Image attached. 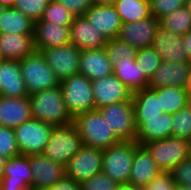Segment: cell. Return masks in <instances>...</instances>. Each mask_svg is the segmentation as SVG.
I'll return each mask as SVG.
<instances>
[{
    "instance_id": "8d00e7d4",
    "label": "cell",
    "mask_w": 191,
    "mask_h": 190,
    "mask_svg": "<svg viewBox=\"0 0 191 190\" xmlns=\"http://www.w3.org/2000/svg\"><path fill=\"white\" fill-rule=\"evenodd\" d=\"M49 2L50 0H16L13 8L35 22L41 19Z\"/></svg>"
},
{
    "instance_id": "3957f363",
    "label": "cell",
    "mask_w": 191,
    "mask_h": 190,
    "mask_svg": "<svg viewBox=\"0 0 191 190\" xmlns=\"http://www.w3.org/2000/svg\"><path fill=\"white\" fill-rule=\"evenodd\" d=\"M139 144L135 141H120L103 149L102 173L118 184L129 183L135 148Z\"/></svg>"
},
{
    "instance_id": "7dc6e473",
    "label": "cell",
    "mask_w": 191,
    "mask_h": 190,
    "mask_svg": "<svg viewBox=\"0 0 191 190\" xmlns=\"http://www.w3.org/2000/svg\"><path fill=\"white\" fill-rule=\"evenodd\" d=\"M16 0H0V4L4 8H13Z\"/></svg>"
},
{
    "instance_id": "d590c367",
    "label": "cell",
    "mask_w": 191,
    "mask_h": 190,
    "mask_svg": "<svg viewBox=\"0 0 191 190\" xmlns=\"http://www.w3.org/2000/svg\"><path fill=\"white\" fill-rule=\"evenodd\" d=\"M172 136L191 141V109L186 106L172 115Z\"/></svg>"
},
{
    "instance_id": "60d3db41",
    "label": "cell",
    "mask_w": 191,
    "mask_h": 190,
    "mask_svg": "<svg viewBox=\"0 0 191 190\" xmlns=\"http://www.w3.org/2000/svg\"><path fill=\"white\" fill-rule=\"evenodd\" d=\"M170 173L176 185L191 187V158L180 162Z\"/></svg>"
},
{
    "instance_id": "ffe728a7",
    "label": "cell",
    "mask_w": 191,
    "mask_h": 190,
    "mask_svg": "<svg viewBox=\"0 0 191 190\" xmlns=\"http://www.w3.org/2000/svg\"><path fill=\"white\" fill-rule=\"evenodd\" d=\"M107 40L84 15L74 17L70 25V43L79 50L105 48Z\"/></svg>"
},
{
    "instance_id": "603a6c76",
    "label": "cell",
    "mask_w": 191,
    "mask_h": 190,
    "mask_svg": "<svg viewBox=\"0 0 191 190\" xmlns=\"http://www.w3.org/2000/svg\"><path fill=\"white\" fill-rule=\"evenodd\" d=\"M32 118L31 104L27 97L0 96V125L15 128Z\"/></svg>"
},
{
    "instance_id": "816d5d0a",
    "label": "cell",
    "mask_w": 191,
    "mask_h": 190,
    "mask_svg": "<svg viewBox=\"0 0 191 190\" xmlns=\"http://www.w3.org/2000/svg\"><path fill=\"white\" fill-rule=\"evenodd\" d=\"M175 190H191L190 186L176 185Z\"/></svg>"
},
{
    "instance_id": "9f6ffc18",
    "label": "cell",
    "mask_w": 191,
    "mask_h": 190,
    "mask_svg": "<svg viewBox=\"0 0 191 190\" xmlns=\"http://www.w3.org/2000/svg\"><path fill=\"white\" fill-rule=\"evenodd\" d=\"M189 157L191 158V141H190V152H189Z\"/></svg>"
},
{
    "instance_id": "b9f144b4",
    "label": "cell",
    "mask_w": 191,
    "mask_h": 190,
    "mask_svg": "<svg viewBox=\"0 0 191 190\" xmlns=\"http://www.w3.org/2000/svg\"><path fill=\"white\" fill-rule=\"evenodd\" d=\"M176 183L170 172H160L143 190H175Z\"/></svg>"
},
{
    "instance_id": "c3c4849f",
    "label": "cell",
    "mask_w": 191,
    "mask_h": 190,
    "mask_svg": "<svg viewBox=\"0 0 191 190\" xmlns=\"http://www.w3.org/2000/svg\"><path fill=\"white\" fill-rule=\"evenodd\" d=\"M93 2L97 5H114L116 0H93Z\"/></svg>"
},
{
    "instance_id": "7c38bea8",
    "label": "cell",
    "mask_w": 191,
    "mask_h": 190,
    "mask_svg": "<svg viewBox=\"0 0 191 190\" xmlns=\"http://www.w3.org/2000/svg\"><path fill=\"white\" fill-rule=\"evenodd\" d=\"M32 181L28 156L20 154L6 159L0 190H32Z\"/></svg>"
},
{
    "instance_id": "74e56055",
    "label": "cell",
    "mask_w": 191,
    "mask_h": 190,
    "mask_svg": "<svg viewBox=\"0 0 191 190\" xmlns=\"http://www.w3.org/2000/svg\"><path fill=\"white\" fill-rule=\"evenodd\" d=\"M0 155L5 158L20 155L13 128L0 125Z\"/></svg>"
},
{
    "instance_id": "f5cc1de1",
    "label": "cell",
    "mask_w": 191,
    "mask_h": 190,
    "mask_svg": "<svg viewBox=\"0 0 191 190\" xmlns=\"http://www.w3.org/2000/svg\"><path fill=\"white\" fill-rule=\"evenodd\" d=\"M185 7L188 9L191 14V0H185Z\"/></svg>"
},
{
    "instance_id": "4316f807",
    "label": "cell",
    "mask_w": 191,
    "mask_h": 190,
    "mask_svg": "<svg viewBox=\"0 0 191 190\" xmlns=\"http://www.w3.org/2000/svg\"><path fill=\"white\" fill-rule=\"evenodd\" d=\"M172 114L163 113L160 119L143 122L136 131L135 141L139 145L172 136Z\"/></svg>"
},
{
    "instance_id": "ab89813d",
    "label": "cell",
    "mask_w": 191,
    "mask_h": 190,
    "mask_svg": "<svg viewBox=\"0 0 191 190\" xmlns=\"http://www.w3.org/2000/svg\"><path fill=\"white\" fill-rule=\"evenodd\" d=\"M118 183L102 172L80 183V190H116Z\"/></svg>"
},
{
    "instance_id": "e0dca14e",
    "label": "cell",
    "mask_w": 191,
    "mask_h": 190,
    "mask_svg": "<svg viewBox=\"0 0 191 190\" xmlns=\"http://www.w3.org/2000/svg\"><path fill=\"white\" fill-rule=\"evenodd\" d=\"M191 62L162 61L160 67L149 80L148 88L175 86L186 88Z\"/></svg>"
},
{
    "instance_id": "db71d44e",
    "label": "cell",
    "mask_w": 191,
    "mask_h": 190,
    "mask_svg": "<svg viewBox=\"0 0 191 190\" xmlns=\"http://www.w3.org/2000/svg\"><path fill=\"white\" fill-rule=\"evenodd\" d=\"M187 106L191 109V92H188Z\"/></svg>"
},
{
    "instance_id": "d4e9b609",
    "label": "cell",
    "mask_w": 191,
    "mask_h": 190,
    "mask_svg": "<svg viewBox=\"0 0 191 190\" xmlns=\"http://www.w3.org/2000/svg\"><path fill=\"white\" fill-rule=\"evenodd\" d=\"M160 172L162 171L146 148L138 145L134 152L129 183L143 189Z\"/></svg>"
},
{
    "instance_id": "d6986e66",
    "label": "cell",
    "mask_w": 191,
    "mask_h": 190,
    "mask_svg": "<svg viewBox=\"0 0 191 190\" xmlns=\"http://www.w3.org/2000/svg\"><path fill=\"white\" fill-rule=\"evenodd\" d=\"M70 43V26L46 21L34 22V44L36 51L56 48Z\"/></svg>"
},
{
    "instance_id": "30bf717a",
    "label": "cell",
    "mask_w": 191,
    "mask_h": 190,
    "mask_svg": "<svg viewBox=\"0 0 191 190\" xmlns=\"http://www.w3.org/2000/svg\"><path fill=\"white\" fill-rule=\"evenodd\" d=\"M103 150L83 145L65 165V177L81 183L102 172Z\"/></svg>"
},
{
    "instance_id": "9a60e30c",
    "label": "cell",
    "mask_w": 191,
    "mask_h": 190,
    "mask_svg": "<svg viewBox=\"0 0 191 190\" xmlns=\"http://www.w3.org/2000/svg\"><path fill=\"white\" fill-rule=\"evenodd\" d=\"M160 27L159 19L152 15L136 22L122 23L118 37L136 49L149 48Z\"/></svg>"
},
{
    "instance_id": "5bb4252c",
    "label": "cell",
    "mask_w": 191,
    "mask_h": 190,
    "mask_svg": "<svg viewBox=\"0 0 191 190\" xmlns=\"http://www.w3.org/2000/svg\"><path fill=\"white\" fill-rule=\"evenodd\" d=\"M32 172V190H45L65 177V166L52 161L43 154L28 155Z\"/></svg>"
},
{
    "instance_id": "ee69618b",
    "label": "cell",
    "mask_w": 191,
    "mask_h": 190,
    "mask_svg": "<svg viewBox=\"0 0 191 190\" xmlns=\"http://www.w3.org/2000/svg\"><path fill=\"white\" fill-rule=\"evenodd\" d=\"M45 190H80V183L74 182L72 179L64 177L62 180Z\"/></svg>"
},
{
    "instance_id": "277c9868",
    "label": "cell",
    "mask_w": 191,
    "mask_h": 190,
    "mask_svg": "<svg viewBox=\"0 0 191 190\" xmlns=\"http://www.w3.org/2000/svg\"><path fill=\"white\" fill-rule=\"evenodd\" d=\"M82 146V139L73 123L54 126L43 155L65 166Z\"/></svg>"
},
{
    "instance_id": "8fae6325",
    "label": "cell",
    "mask_w": 191,
    "mask_h": 190,
    "mask_svg": "<svg viewBox=\"0 0 191 190\" xmlns=\"http://www.w3.org/2000/svg\"><path fill=\"white\" fill-rule=\"evenodd\" d=\"M40 52L59 82L79 72L81 50L75 45L69 43L56 48L43 49Z\"/></svg>"
},
{
    "instance_id": "6da1fadb",
    "label": "cell",
    "mask_w": 191,
    "mask_h": 190,
    "mask_svg": "<svg viewBox=\"0 0 191 190\" xmlns=\"http://www.w3.org/2000/svg\"><path fill=\"white\" fill-rule=\"evenodd\" d=\"M32 118L54 126L73 123V117L65 106L60 85L29 95Z\"/></svg>"
},
{
    "instance_id": "f1b7e54d",
    "label": "cell",
    "mask_w": 191,
    "mask_h": 190,
    "mask_svg": "<svg viewBox=\"0 0 191 190\" xmlns=\"http://www.w3.org/2000/svg\"><path fill=\"white\" fill-rule=\"evenodd\" d=\"M0 33L34 34V21L15 8H5L0 18Z\"/></svg>"
},
{
    "instance_id": "f35d334b",
    "label": "cell",
    "mask_w": 191,
    "mask_h": 190,
    "mask_svg": "<svg viewBox=\"0 0 191 190\" xmlns=\"http://www.w3.org/2000/svg\"><path fill=\"white\" fill-rule=\"evenodd\" d=\"M150 13L156 19L185 7V0H149Z\"/></svg>"
},
{
    "instance_id": "cb8c5ba5",
    "label": "cell",
    "mask_w": 191,
    "mask_h": 190,
    "mask_svg": "<svg viewBox=\"0 0 191 190\" xmlns=\"http://www.w3.org/2000/svg\"><path fill=\"white\" fill-rule=\"evenodd\" d=\"M35 51L34 34L0 33V59L22 60Z\"/></svg>"
},
{
    "instance_id": "d6a6232c",
    "label": "cell",
    "mask_w": 191,
    "mask_h": 190,
    "mask_svg": "<svg viewBox=\"0 0 191 190\" xmlns=\"http://www.w3.org/2000/svg\"><path fill=\"white\" fill-rule=\"evenodd\" d=\"M75 15L72 14L63 4L50 0L43 15L38 21L51 22L63 26H70Z\"/></svg>"
},
{
    "instance_id": "9c48e42d",
    "label": "cell",
    "mask_w": 191,
    "mask_h": 190,
    "mask_svg": "<svg viewBox=\"0 0 191 190\" xmlns=\"http://www.w3.org/2000/svg\"><path fill=\"white\" fill-rule=\"evenodd\" d=\"M98 110L112 132L121 141L135 140L137 127L135 124L134 105L132 101L110 104Z\"/></svg>"
},
{
    "instance_id": "5b68a950",
    "label": "cell",
    "mask_w": 191,
    "mask_h": 190,
    "mask_svg": "<svg viewBox=\"0 0 191 190\" xmlns=\"http://www.w3.org/2000/svg\"><path fill=\"white\" fill-rule=\"evenodd\" d=\"M59 85L65 106L73 118L95 109L92 83L88 78L77 73L63 80Z\"/></svg>"
},
{
    "instance_id": "7a4b0ae2",
    "label": "cell",
    "mask_w": 191,
    "mask_h": 190,
    "mask_svg": "<svg viewBox=\"0 0 191 190\" xmlns=\"http://www.w3.org/2000/svg\"><path fill=\"white\" fill-rule=\"evenodd\" d=\"M85 146L107 149L121 140L112 132L98 109L78 114L73 118Z\"/></svg>"
},
{
    "instance_id": "52a82bcc",
    "label": "cell",
    "mask_w": 191,
    "mask_h": 190,
    "mask_svg": "<svg viewBox=\"0 0 191 190\" xmlns=\"http://www.w3.org/2000/svg\"><path fill=\"white\" fill-rule=\"evenodd\" d=\"M161 171L170 172L180 162L189 158L190 141L169 137L143 144Z\"/></svg>"
},
{
    "instance_id": "681fc988",
    "label": "cell",
    "mask_w": 191,
    "mask_h": 190,
    "mask_svg": "<svg viewBox=\"0 0 191 190\" xmlns=\"http://www.w3.org/2000/svg\"><path fill=\"white\" fill-rule=\"evenodd\" d=\"M6 159L4 156L0 155V180L2 178L3 168L5 166Z\"/></svg>"
},
{
    "instance_id": "83f0119b",
    "label": "cell",
    "mask_w": 191,
    "mask_h": 190,
    "mask_svg": "<svg viewBox=\"0 0 191 190\" xmlns=\"http://www.w3.org/2000/svg\"><path fill=\"white\" fill-rule=\"evenodd\" d=\"M113 74L132 92L148 88L149 80L135 59L124 58L113 66Z\"/></svg>"
},
{
    "instance_id": "e575fe53",
    "label": "cell",
    "mask_w": 191,
    "mask_h": 190,
    "mask_svg": "<svg viewBox=\"0 0 191 190\" xmlns=\"http://www.w3.org/2000/svg\"><path fill=\"white\" fill-rule=\"evenodd\" d=\"M105 50L112 66L124 58L135 59L137 52L135 47L119 38L108 39Z\"/></svg>"
},
{
    "instance_id": "11a10c76",
    "label": "cell",
    "mask_w": 191,
    "mask_h": 190,
    "mask_svg": "<svg viewBox=\"0 0 191 190\" xmlns=\"http://www.w3.org/2000/svg\"><path fill=\"white\" fill-rule=\"evenodd\" d=\"M4 9L5 8L0 4V18L2 17V13H3Z\"/></svg>"
},
{
    "instance_id": "4fadbf2b",
    "label": "cell",
    "mask_w": 191,
    "mask_h": 190,
    "mask_svg": "<svg viewBox=\"0 0 191 190\" xmlns=\"http://www.w3.org/2000/svg\"><path fill=\"white\" fill-rule=\"evenodd\" d=\"M95 109L132 101L133 92L129 90L114 74L91 81Z\"/></svg>"
},
{
    "instance_id": "8992f818",
    "label": "cell",
    "mask_w": 191,
    "mask_h": 190,
    "mask_svg": "<svg viewBox=\"0 0 191 190\" xmlns=\"http://www.w3.org/2000/svg\"><path fill=\"white\" fill-rule=\"evenodd\" d=\"M19 63L29 95L60 84L41 52L35 51L19 60Z\"/></svg>"
},
{
    "instance_id": "7bdbcfd3",
    "label": "cell",
    "mask_w": 191,
    "mask_h": 190,
    "mask_svg": "<svg viewBox=\"0 0 191 190\" xmlns=\"http://www.w3.org/2000/svg\"><path fill=\"white\" fill-rule=\"evenodd\" d=\"M63 4L75 16L84 15L86 10L91 7L93 0H55Z\"/></svg>"
},
{
    "instance_id": "f907efd6",
    "label": "cell",
    "mask_w": 191,
    "mask_h": 190,
    "mask_svg": "<svg viewBox=\"0 0 191 190\" xmlns=\"http://www.w3.org/2000/svg\"><path fill=\"white\" fill-rule=\"evenodd\" d=\"M185 89L187 90V92H191V70H190V75L188 77L187 85Z\"/></svg>"
},
{
    "instance_id": "ac0fdd59",
    "label": "cell",
    "mask_w": 191,
    "mask_h": 190,
    "mask_svg": "<svg viewBox=\"0 0 191 190\" xmlns=\"http://www.w3.org/2000/svg\"><path fill=\"white\" fill-rule=\"evenodd\" d=\"M151 47L159 54L162 61L190 62L183 45V36L162 27L157 30Z\"/></svg>"
},
{
    "instance_id": "bcb514c9",
    "label": "cell",
    "mask_w": 191,
    "mask_h": 190,
    "mask_svg": "<svg viewBox=\"0 0 191 190\" xmlns=\"http://www.w3.org/2000/svg\"><path fill=\"white\" fill-rule=\"evenodd\" d=\"M116 190H143L142 188L135 187L134 185L127 183V184H118Z\"/></svg>"
},
{
    "instance_id": "2e32d148",
    "label": "cell",
    "mask_w": 191,
    "mask_h": 190,
    "mask_svg": "<svg viewBox=\"0 0 191 190\" xmlns=\"http://www.w3.org/2000/svg\"><path fill=\"white\" fill-rule=\"evenodd\" d=\"M84 16L107 39L118 37L122 21L113 5L93 4L86 10Z\"/></svg>"
},
{
    "instance_id": "f6af8a7d",
    "label": "cell",
    "mask_w": 191,
    "mask_h": 190,
    "mask_svg": "<svg viewBox=\"0 0 191 190\" xmlns=\"http://www.w3.org/2000/svg\"><path fill=\"white\" fill-rule=\"evenodd\" d=\"M183 45L186 49L189 61L191 62V30L183 35Z\"/></svg>"
},
{
    "instance_id": "44dd1931",
    "label": "cell",
    "mask_w": 191,
    "mask_h": 190,
    "mask_svg": "<svg viewBox=\"0 0 191 190\" xmlns=\"http://www.w3.org/2000/svg\"><path fill=\"white\" fill-rule=\"evenodd\" d=\"M0 96L11 98L29 96L19 60L0 59Z\"/></svg>"
},
{
    "instance_id": "484cf974",
    "label": "cell",
    "mask_w": 191,
    "mask_h": 190,
    "mask_svg": "<svg viewBox=\"0 0 191 190\" xmlns=\"http://www.w3.org/2000/svg\"><path fill=\"white\" fill-rule=\"evenodd\" d=\"M132 102L134 105L135 124L138 128L143 122L160 119L163 109L160 104V97L151 89L144 88L133 92Z\"/></svg>"
},
{
    "instance_id": "4dcf8cb0",
    "label": "cell",
    "mask_w": 191,
    "mask_h": 190,
    "mask_svg": "<svg viewBox=\"0 0 191 190\" xmlns=\"http://www.w3.org/2000/svg\"><path fill=\"white\" fill-rule=\"evenodd\" d=\"M113 6L122 23L136 22L151 15L149 0H116Z\"/></svg>"
},
{
    "instance_id": "f546056e",
    "label": "cell",
    "mask_w": 191,
    "mask_h": 190,
    "mask_svg": "<svg viewBox=\"0 0 191 190\" xmlns=\"http://www.w3.org/2000/svg\"><path fill=\"white\" fill-rule=\"evenodd\" d=\"M151 89L160 97V104L164 113L173 115L187 106L188 92L185 88L167 86Z\"/></svg>"
},
{
    "instance_id": "7402d4cb",
    "label": "cell",
    "mask_w": 191,
    "mask_h": 190,
    "mask_svg": "<svg viewBox=\"0 0 191 190\" xmlns=\"http://www.w3.org/2000/svg\"><path fill=\"white\" fill-rule=\"evenodd\" d=\"M78 73L90 81L113 74V66L105 48L81 50Z\"/></svg>"
},
{
    "instance_id": "ba28073f",
    "label": "cell",
    "mask_w": 191,
    "mask_h": 190,
    "mask_svg": "<svg viewBox=\"0 0 191 190\" xmlns=\"http://www.w3.org/2000/svg\"><path fill=\"white\" fill-rule=\"evenodd\" d=\"M54 125L34 118L14 128L21 155L43 154Z\"/></svg>"
},
{
    "instance_id": "1f68e13d",
    "label": "cell",
    "mask_w": 191,
    "mask_h": 190,
    "mask_svg": "<svg viewBox=\"0 0 191 190\" xmlns=\"http://www.w3.org/2000/svg\"><path fill=\"white\" fill-rule=\"evenodd\" d=\"M159 22L160 27L181 36L191 30V14L186 7L163 16Z\"/></svg>"
},
{
    "instance_id": "836d02e7",
    "label": "cell",
    "mask_w": 191,
    "mask_h": 190,
    "mask_svg": "<svg viewBox=\"0 0 191 190\" xmlns=\"http://www.w3.org/2000/svg\"><path fill=\"white\" fill-rule=\"evenodd\" d=\"M135 62L139 63L141 73L150 80L162 62L153 47L137 49Z\"/></svg>"
}]
</instances>
